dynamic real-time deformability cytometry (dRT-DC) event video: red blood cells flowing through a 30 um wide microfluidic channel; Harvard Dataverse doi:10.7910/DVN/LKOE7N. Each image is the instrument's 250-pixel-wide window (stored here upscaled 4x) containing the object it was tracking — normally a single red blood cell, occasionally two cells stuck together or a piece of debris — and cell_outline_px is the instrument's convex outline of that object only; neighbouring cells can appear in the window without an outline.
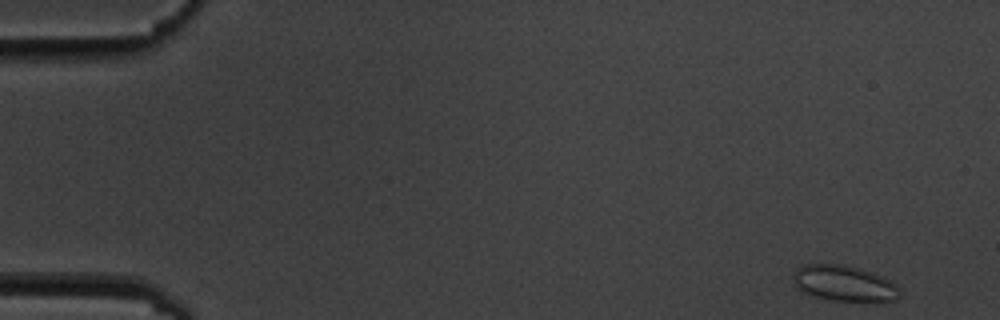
{"species": "common noctule bat (a hibernating species)", "species_latin": "Nyctalus noctula", "temperature_condition": "cold", "stored_images_in_passage": 5, "camera_frame_rate_fps": 3000, "um_per_image_px": 0.085, "animal": {"sex": "male", "body_mass_g": 19.5, "forearm_length_mm": 54.6}, "frame": {"image": 1, "passage_image": 1, "time_ms": 0.0, "image_size_px": [1000, 320], "cell_outline_px": [[900, 296], [896, 300], [832, 300], [812, 296], [800, 292], [796, 288], [792, 280], [792, 272], [796, 268], [804, 264], [840, 264], [868, 272], [880, 276], [888, 280], [900, 288]], "centroid_in_image_um": [71.63, 24.08], "position_along_channel_um": 13.4, "area_um2": 21.96}}
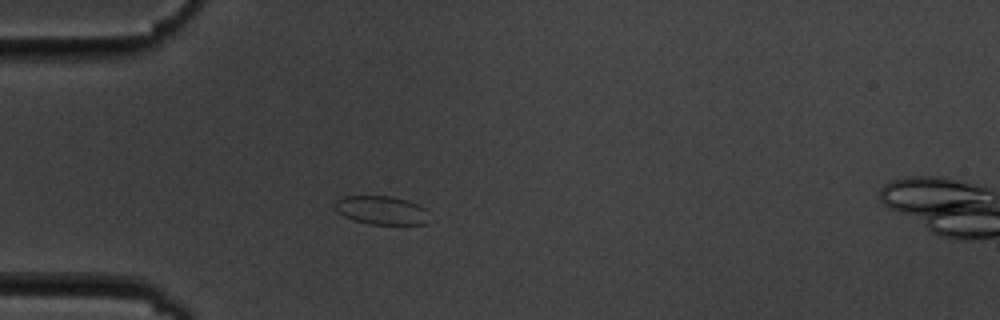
{"frame": {"image": 2, "passage_image": 4, "time_ms": 4.333, "image_size_px": [1000, 320], "cell_outline_px": [[428, 212], [424, 224], [368, 224], [352, 220], [336, 212], [332, 208], [332, 204], [336, 200], [344, 196], [392, 196], [408, 200], [424, 208]], "centroid_in_image_um": [32.33, 17.86], "position_along_channel_um": 52.7, "area_um2": 15.84}}